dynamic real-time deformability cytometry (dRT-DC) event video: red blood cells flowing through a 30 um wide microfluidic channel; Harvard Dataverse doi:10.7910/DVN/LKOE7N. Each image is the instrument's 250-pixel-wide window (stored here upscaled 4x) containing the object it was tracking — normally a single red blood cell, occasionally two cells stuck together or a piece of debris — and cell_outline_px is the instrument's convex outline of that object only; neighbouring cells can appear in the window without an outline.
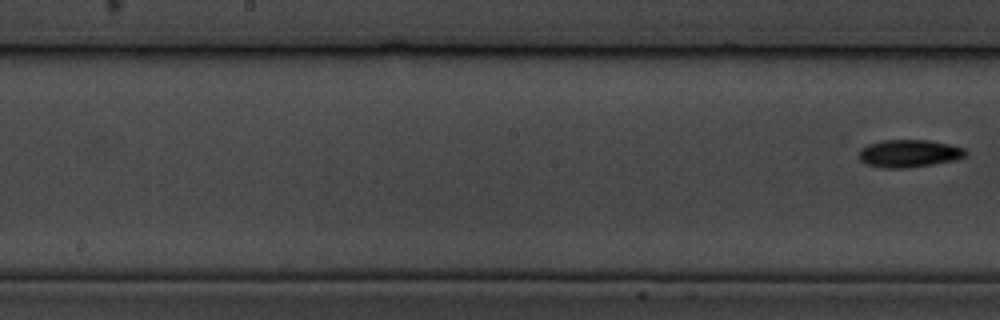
{"species": "common noctule bat (a hibernating species)", "species_latin": "Nyctalus noctula", "temperature_condition": "cold", "stored_images_in_passage": 8, "segment_of_instrument_passage": [2, 2], "camera_frame_rate_fps": 3000, "um_per_image_px": 0.085, "animal": {"sex": "male", "body_mass_g": 19.5, "forearm_length_mm": 54.6}, "frame": {"image": 1, "passage_image": 8, "time_ms": 8.0, "image_size_px": [1000, 320], "cell_outline_px": [[964, 156], [956, 160], [932, 164], [904, 168], [884, 168], [864, 164], [860, 160], [860, 148], [868, 144], [884, 140], [928, 140], [948, 144], [964, 148]], "centroid_in_image_um": [77.22, 13.04], "position_along_channel_um": 171.0, "area_um2": 16.99}}